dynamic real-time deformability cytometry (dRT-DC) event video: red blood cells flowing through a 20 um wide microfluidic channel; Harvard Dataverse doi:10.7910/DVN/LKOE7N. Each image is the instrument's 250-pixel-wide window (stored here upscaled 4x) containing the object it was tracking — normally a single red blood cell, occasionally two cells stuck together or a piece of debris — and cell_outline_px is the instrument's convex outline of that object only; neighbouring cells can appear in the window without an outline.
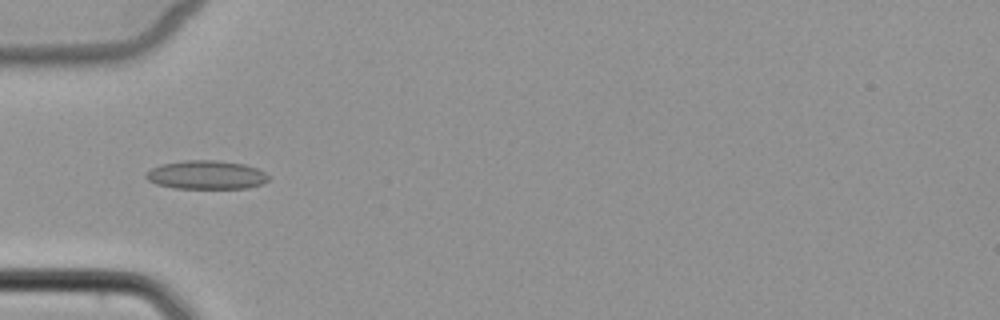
{"species": "common noctule bat (a hibernating species)", "species_latin": "Nyctalus noctula", "temperature_condition": "cold", "stored_images_in_passage": 8, "camera_frame_rate_fps": 3000, "um_per_image_px": 0.085, "animal": {"sex": "female", "body_mass_g": 22.7, "forearm_length_mm": 54.2}, "frame": {"image": 1, "passage_image": 5, "time_ms": 5.0, "image_size_px": [1000, 320], "cell_outline_px": [[268, 180], [260, 184], [248, 188], [176, 188], [156, 184], [148, 180], [144, 176], [152, 168], [160, 164], [184, 160], [216, 160], [244, 164], [256, 168], [264, 172], [268, 176]], "centroid_in_image_um": [17.51, 14.86], "position_along_channel_um": 67.5, "area_um2": 20.35}}
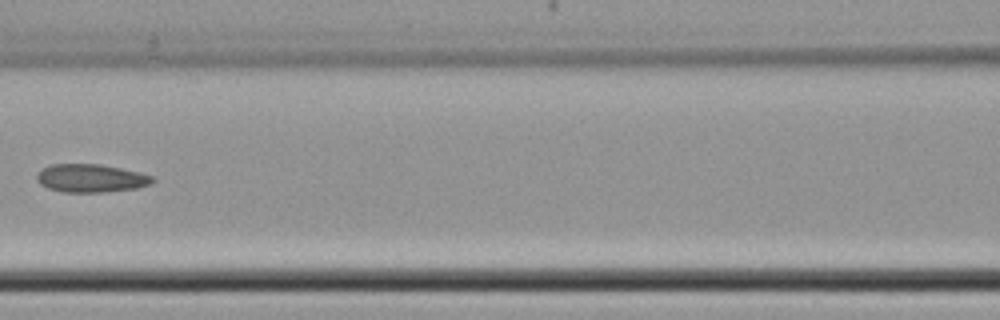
{"frame": {"image": 2, "passage_image": 7, "time_ms": 7.333, "image_size_px": [1000, 320], "cell_outline_px": [[156, 180], [152, 184], [136, 188], [104, 192], [64, 192], [48, 188], [40, 184], [36, 180], [36, 176], [44, 168], [52, 164], [100, 164], [140, 172], [152, 176]], "centroid_in_image_um": [7.76, 15.15], "position_along_channel_um": 158.8, "area_um2": 18.96}}
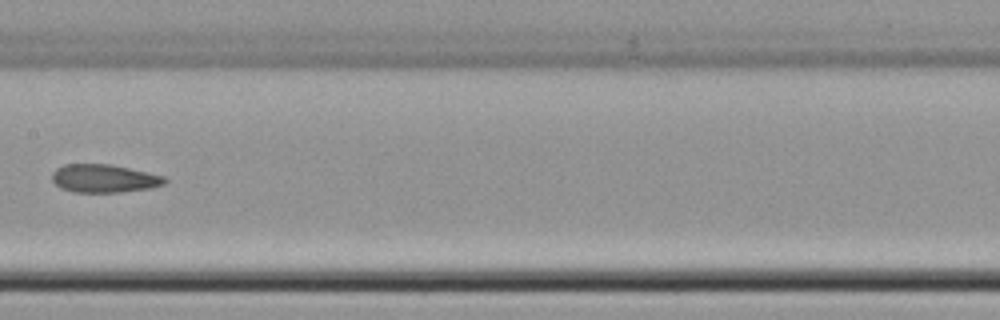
{"frame": {"image": 3, "passage_image": 8, "time_ms": 8.333, "image_size_px": [1000, 320], "cell_outline_px": [[168, 180], [164, 184], [152, 188], [120, 192], [72, 192], [60, 188], [52, 180], [52, 172], [56, 168], [64, 164], [112, 164], [148, 172], [164, 176]], "centroid_in_image_um": [8.85, 15.16], "position_along_channel_um": 198.6, "area_um2": 18.67}}